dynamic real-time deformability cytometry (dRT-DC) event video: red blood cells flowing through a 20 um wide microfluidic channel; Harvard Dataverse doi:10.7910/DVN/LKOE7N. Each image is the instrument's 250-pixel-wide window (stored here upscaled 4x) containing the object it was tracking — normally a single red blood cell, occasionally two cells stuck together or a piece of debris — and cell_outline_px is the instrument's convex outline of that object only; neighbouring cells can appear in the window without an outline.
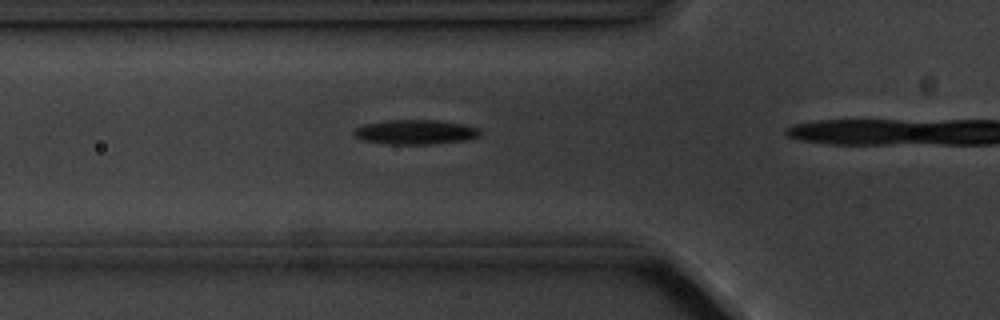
{"species": "common noctule bat (a hibernating species)", "species_latin": "Nyctalus noctula", "temperature_condition": "cold", "stored_images_in_passage": 3, "camera_frame_rate_fps": 3000, "um_per_image_px": 0.085, "animal": {"sex": "male", "body_mass_g": 20.1, "forearm_length_mm": 53.5}, "frame": {"image": 1, "passage_image": 3, "time_ms": 2.333, "image_size_px": [1000, 320], "cell_outline_px": [[480, 136], [464, 140], [432, 144], [388, 144], [364, 140], [356, 136], [352, 132], [356, 128], [364, 124], [384, 120], [440, 120], [464, 124], [480, 128]], "centroid_in_image_um": [35.33, 11.21], "position_along_channel_um": 90.5, "area_um2": 18.09}}